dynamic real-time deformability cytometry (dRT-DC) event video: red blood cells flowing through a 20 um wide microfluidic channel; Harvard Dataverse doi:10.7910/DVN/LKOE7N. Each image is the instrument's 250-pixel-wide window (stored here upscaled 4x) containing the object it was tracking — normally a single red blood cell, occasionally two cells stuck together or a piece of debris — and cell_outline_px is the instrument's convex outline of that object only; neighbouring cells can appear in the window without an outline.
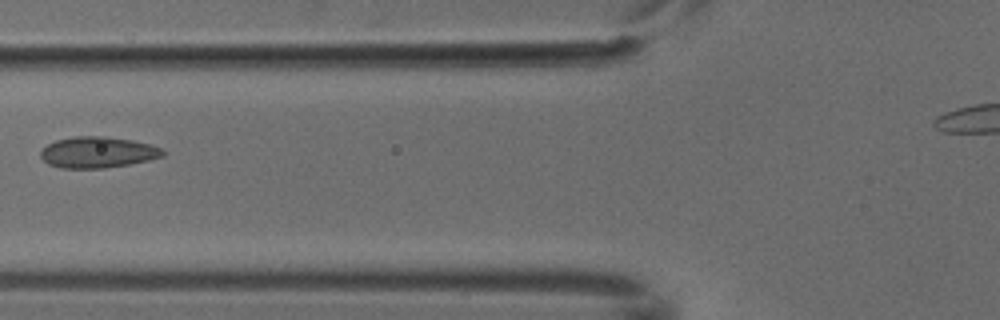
{"species": "common noctule bat (a hibernating species)", "species_latin": "Nyctalus noctula", "temperature_condition": "cold", "stored_images_in_passage": 2, "camera_frame_rate_fps": 3000, "um_per_image_px": 0.085, "animal": {"sex": "male", "body_mass_g": 18.8}, "frame": {"image": 1, "passage_image": 2, "time_ms": 0.333, "image_size_px": [1000, 320], "cell_outline_px": [[164, 156], [148, 160], [128, 164], [104, 168], [60, 168], [48, 164], [40, 156], [40, 152], [48, 144], [56, 140], [76, 136], [104, 136], [132, 140], [152, 144], [164, 148]], "centroid_in_image_um": [8.33, 12.94], "position_along_channel_um": 117.5, "area_um2": 22.2}}